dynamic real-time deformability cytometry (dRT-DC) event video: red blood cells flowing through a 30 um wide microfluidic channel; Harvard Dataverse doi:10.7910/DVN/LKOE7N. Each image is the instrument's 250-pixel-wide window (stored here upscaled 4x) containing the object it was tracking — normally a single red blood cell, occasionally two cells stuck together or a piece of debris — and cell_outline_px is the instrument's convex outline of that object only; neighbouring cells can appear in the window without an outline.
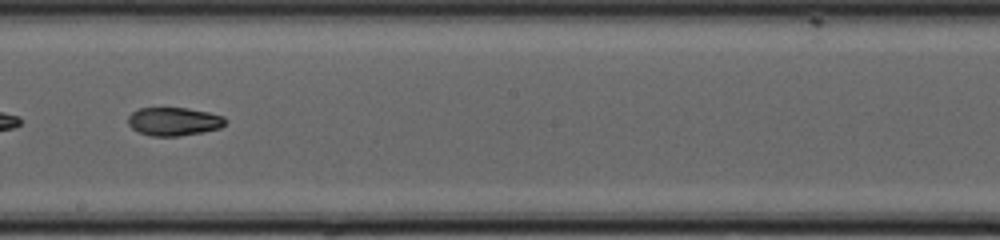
{"species": "common noctule bat (a hibernating species)", "species_latin": "Nyctalus noctula", "temperature_condition": "cold", "stored_images_in_passage": 34, "camera_frame_rate_fps": 3000, "um_per_image_px": 0.085, "animal": {"sex": "female", "body_mass_g": 20.0, "forearm_length_mm": 54.0}, "frame": {"image": 1, "passage_image": 15, "time_ms": 4.667, "image_size_px": [1000, 240], "cell_outline_px": [[228, 120], [220, 128], [204, 132], [180, 136], [152, 136], [140, 132], [132, 128], [128, 124], [128, 116], [132, 112], [140, 108], [188, 108], [208, 112], [224, 116]], "centroid_in_image_um": [14.8, 10.32], "position_along_channel_um": 233.4, "area_um2": 16.13}, "authors_computed_cell_mechanics": {"area_um2": 16.9932, "velocity_mm_per_s": 4.2349, "shape_relaxation_time_tau1_ms": null, "shape_relaxation_time_tau2_ms": 6.6941, "deformation_change_tau1": null, "deformation_change_tau2": 0.1371}}